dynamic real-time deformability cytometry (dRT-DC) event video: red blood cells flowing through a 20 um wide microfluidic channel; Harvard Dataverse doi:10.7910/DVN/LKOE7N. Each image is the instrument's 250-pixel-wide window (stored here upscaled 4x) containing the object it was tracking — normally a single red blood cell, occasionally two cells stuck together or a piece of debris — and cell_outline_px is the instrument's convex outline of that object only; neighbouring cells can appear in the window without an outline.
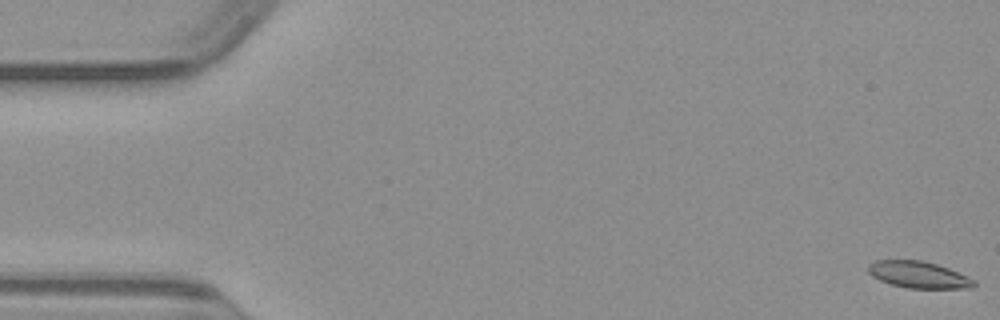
{"species": "common noctule bat (a hibernating species)", "species_latin": "Nyctalus noctula", "temperature_condition": "warm", "stored_images_in_passage": 50, "camera_frame_rate_fps": 3000, "um_per_image_px": 0.085, "animal": {"sex": "male", "body_mass_g": 23.1, "forearm_length_mm": 52.7}, "frame": {"image": 1, "passage_image": 1, "time_ms": 0.0, "image_size_px": [1000, 320], "cell_outline_px": [[976, 284], [972, 288], [908, 288], [892, 284], [880, 280], [872, 276], [868, 272], [868, 264], [876, 260], [920, 260], [936, 264], [948, 268], [968, 276], [976, 280]], "centroid_in_image_um": [78.09, 23.35], "position_along_channel_um": 6.9, "area_um2": 16.42}}
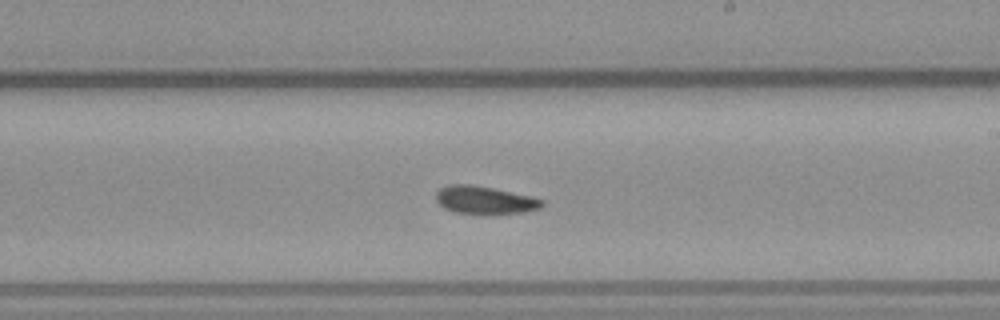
{"frame": {"image": 2, "passage_image": 29, "time_ms": 9.333, "image_size_px": [1000, 320], "cell_outline_px": [[544, 204], [540, 208], [524, 212], [456, 212], [444, 208], [436, 200], [436, 192], [440, 188], [448, 184], [472, 184], [532, 196], [544, 200]], "centroid_in_image_um": [41.19, 16.96], "position_along_channel_um": 247.8, "area_um2": 16.7}}
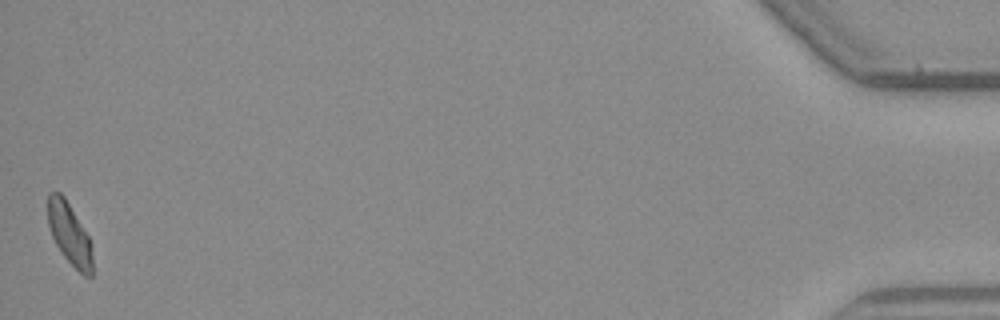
{"frame": {"image": 3, "passage_image": 50, "time_ms": 16.333, "image_size_px": [1000, 320], "cell_outline_px": [[92, 276], [84, 276], [60, 252], [52, 236], [48, 224], [48, 192], [60, 192], [64, 196], [88, 236], [92, 256]], "centroid_in_image_um": [5.88, 19.86], "position_along_channel_um": 429.3, "area_um2": 15.66}}